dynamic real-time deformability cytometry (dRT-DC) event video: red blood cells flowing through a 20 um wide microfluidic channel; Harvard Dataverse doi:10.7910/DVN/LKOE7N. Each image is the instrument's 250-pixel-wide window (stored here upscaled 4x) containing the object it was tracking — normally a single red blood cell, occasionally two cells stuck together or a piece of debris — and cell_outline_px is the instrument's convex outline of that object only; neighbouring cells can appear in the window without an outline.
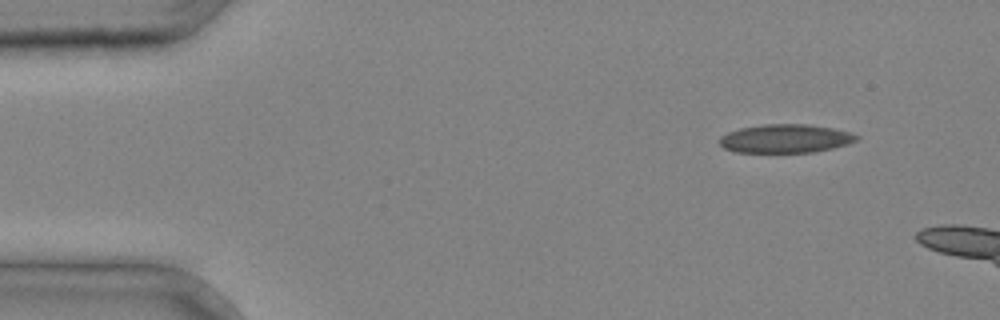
{"species": "common noctule bat (a hibernating species)", "species_latin": "Nyctalus noctula", "temperature_condition": "cold", "stored_images_in_passage": 3, "camera_frame_rate_fps": 3000, "um_per_image_px": 0.085, "animal": {"sex": "male", "body_mass_g": 20.4}, "frame": {"image": 1, "passage_image": 1, "time_ms": 0.0, "image_size_px": [1000, 320], "cell_outline_px": [[860, 140], [848, 144], [832, 148], [812, 152], [736, 152], [724, 148], [720, 144], [720, 136], [728, 132], [740, 128], [764, 124], [808, 124], [832, 128], [848, 132], [860, 136]], "centroid_in_image_um": [66.78, 11.77], "position_along_channel_um": 18.2, "area_um2": 22.77}}